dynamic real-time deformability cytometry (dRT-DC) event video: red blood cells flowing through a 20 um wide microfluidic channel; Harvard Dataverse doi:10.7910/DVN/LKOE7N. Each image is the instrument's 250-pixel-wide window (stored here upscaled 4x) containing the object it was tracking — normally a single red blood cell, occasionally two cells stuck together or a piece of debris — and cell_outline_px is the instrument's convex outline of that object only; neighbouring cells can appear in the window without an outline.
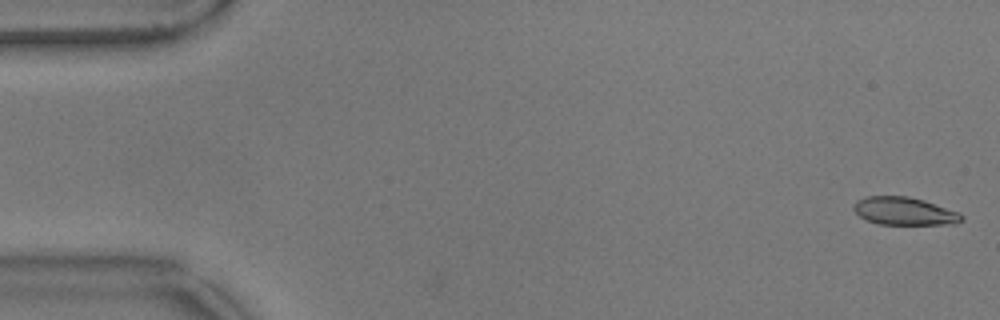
{"species": "common noctule bat (a hibernating species)", "species_latin": "Nyctalus noctula", "temperature_condition": "warm", "stored_images_in_passage": 57, "camera_frame_rate_fps": 3000, "um_per_image_px": 0.085, "animal": {"sex": "male", "body_mass_g": 17.9}, "frame": {"image": 1, "passage_image": 2, "time_ms": 0.333, "image_size_px": [1000, 320], "cell_outline_px": [[964, 220], [956, 224], [880, 224], [864, 220], [852, 208], [852, 204], [856, 200], [864, 196], [908, 196], [924, 200], [960, 212], [964, 216]], "centroid_in_image_um": [76.86, 17.94], "position_along_channel_um": 8.1, "area_um2": 17.8}}
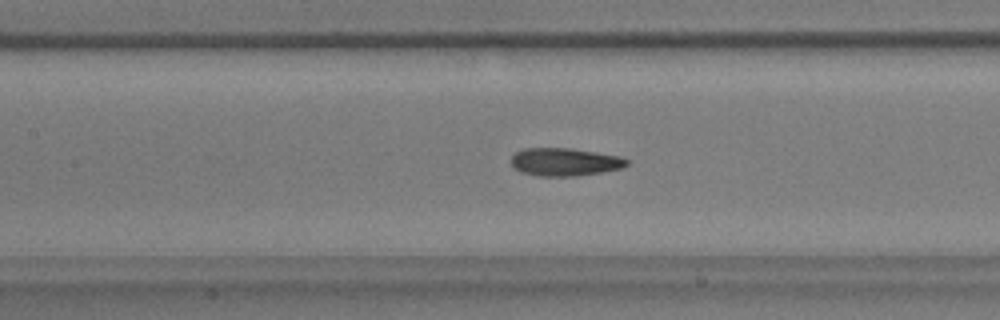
{"frame": {"image": 2, "passage_image": 26, "time_ms": 8.333, "image_size_px": [1000, 320], "cell_outline_px": [[628, 164], [624, 168], [604, 172], [576, 176], [540, 176], [520, 172], [512, 168], [512, 156], [516, 152], [524, 148], [568, 148], [596, 152], [620, 156], [628, 160]], "centroid_in_image_um": [48.01, 13.77], "position_along_channel_um": 159.4, "area_um2": 18.96}}
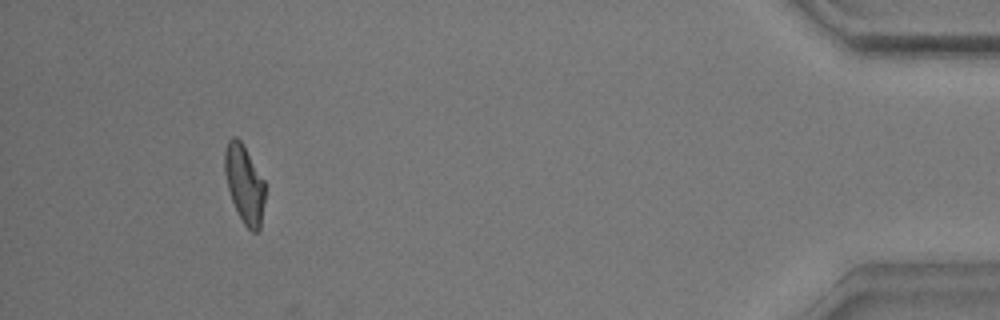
{"frame": {"image": 3, "passage_image": 53, "time_ms": 17.333, "image_size_px": [1000, 320], "cell_outline_px": [[264, 200], [260, 228], [256, 232], [252, 232], [244, 224], [232, 200], [228, 188], [224, 172], [224, 152], [228, 140], [232, 136], [236, 136], [244, 144], [264, 180]], "centroid_in_image_um": [20.76, 15.59], "position_along_channel_um": 414.4, "area_um2": 18.26}, "authors_computed_cell_mechanics": {"area_um2": 18.8428, "velocity_mm_per_s": 3.5747, "shape_relaxation_time_tau1_ms": 6.5173, "shape_relaxation_time_tau2_ms": 2.2989, "deformation_change_tau1": 0.194, "deformation_change_tau2": 0.1018}}